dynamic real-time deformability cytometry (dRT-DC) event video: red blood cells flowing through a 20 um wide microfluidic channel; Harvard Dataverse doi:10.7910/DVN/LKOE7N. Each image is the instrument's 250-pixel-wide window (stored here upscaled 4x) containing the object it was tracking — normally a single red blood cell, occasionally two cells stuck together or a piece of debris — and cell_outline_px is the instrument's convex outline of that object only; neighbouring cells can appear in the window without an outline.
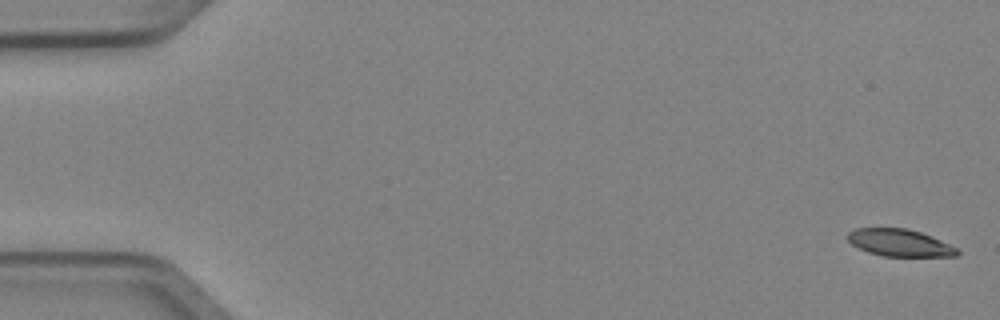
{"species": "Egyptian fruit bat (a non-hibernating species)", "species_latin": "Rousettus aegyptiacus", "temperature_condition": "cold", "stored_images_in_passage": 5, "camera_frame_rate_fps": 3000, "um_per_image_px": 0.085, "animal": {"sex": "female"}, "frame": {"image": 1, "passage_image": 1, "time_ms": 0.0, "image_size_px": [1000, 320], "cell_outline_px": [[960, 256], [884, 256], [868, 252], [852, 244], [848, 240], [848, 232], [856, 228], [908, 228], [932, 236], [960, 248]], "centroid_in_image_um": [76.54, 20.63], "position_along_channel_um": 8.5, "area_um2": 17.46}}
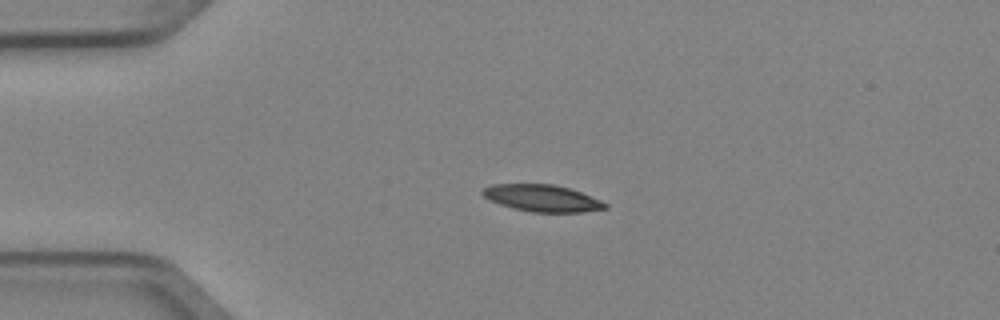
{"frame": {"image": 2, "passage_image": 4, "time_ms": 1.0, "image_size_px": [1000, 320], "cell_outline_px": [[608, 208], [580, 212], [532, 212], [512, 208], [488, 200], [480, 192], [484, 188], [492, 184], [552, 184], [568, 188], [580, 192], [600, 200], [608, 204]], "centroid_in_image_um": [46.05, 16.84], "position_along_channel_um": 38.9, "area_um2": 19.07}}